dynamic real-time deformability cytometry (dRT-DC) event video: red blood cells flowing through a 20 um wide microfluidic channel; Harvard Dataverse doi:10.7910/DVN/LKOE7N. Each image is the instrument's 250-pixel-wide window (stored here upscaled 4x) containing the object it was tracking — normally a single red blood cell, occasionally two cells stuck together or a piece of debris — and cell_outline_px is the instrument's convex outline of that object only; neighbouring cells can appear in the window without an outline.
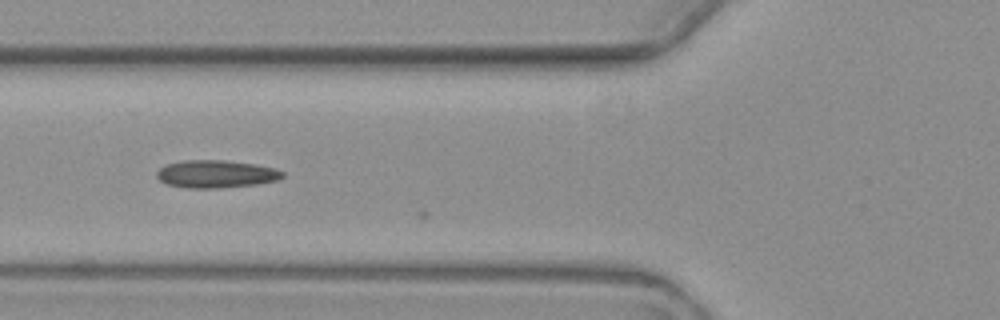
{"species": "common noctule bat (a hibernating species)", "species_latin": "Nyctalus noctula", "temperature_condition": "warm", "stored_images_in_passage": 5, "camera_frame_rate_fps": 3000, "um_per_image_px": 0.085, "animal": {"sex": "female", "body_mass_g": 19.3, "forearm_length_mm": 54.1}, "frame": {"image": 1, "passage_image": 5, "time_ms": 5.0, "image_size_px": [1000, 320], "cell_outline_px": [[284, 176], [276, 180], [256, 184], [216, 188], [188, 188], [168, 184], [160, 180], [156, 176], [156, 172], [160, 168], [168, 164], [184, 160], [224, 160], [252, 164], [276, 168], [284, 172]], "centroid_in_image_um": [18.36, 14.79], "position_along_channel_um": 107.4, "area_um2": 20.06}}